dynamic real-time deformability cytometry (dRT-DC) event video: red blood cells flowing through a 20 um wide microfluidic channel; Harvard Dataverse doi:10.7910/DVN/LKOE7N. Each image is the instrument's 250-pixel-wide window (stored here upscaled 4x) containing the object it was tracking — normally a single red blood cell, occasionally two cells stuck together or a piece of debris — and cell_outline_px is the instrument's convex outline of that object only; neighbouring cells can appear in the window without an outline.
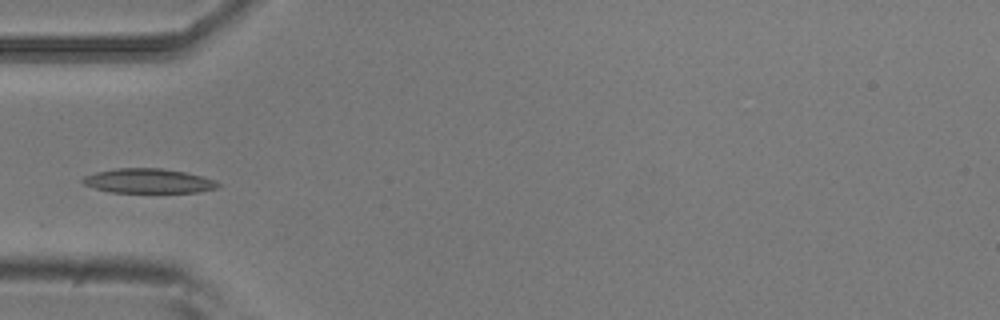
{"species": "common noctule bat (a hibernating species)", "species_latin": "Nyctalus noctula", "temperature_condition": "room temperature", "stored_images_in_passage": 6, "camera_frame_rate_fps": 3000, "um_per_image_px": 0.085, "animal": {"sex": "male", "body_mass_g": 20.5, "forearm_length_mm": 52.5}, "frame": {"image": 1, "passage_image": 5, "time_ms": 1.333, "image_size_px": [1000, 320], "cell_outline_px": [[220, 184], [216, 188], [196, 192], [108, 192], [84, 184], [80, 180], [84, 176], [96, 172], [116, 168], [160, 168], [184, 172], [200, 176], [212, 180]], "centroid_in_image_um": [12.55, 15.37], "position_along_channel_um": 72.5, "area_um2": 19.02}}
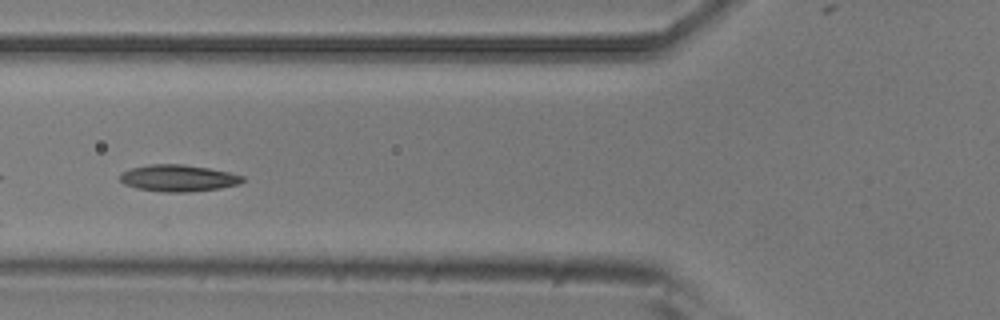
{"frame": {"image": 2, "passage_image": 6, "time_ms": 1.667, "image_size_px": [1000, 320], "cell_outline_px": [[244, 180], [240, 184], [220, 188], [188, 192], [164, 192], [136, 188], [124, 184], [120, 180], [120, 172], [132, 168], [148, 164], [184, 164], [208, 168], [228, 172], [244, 176]], "centroid_in_image_um": [15.14, 15.14], "position_along_channel_um": 110.7, "area_um2": 19.13}}